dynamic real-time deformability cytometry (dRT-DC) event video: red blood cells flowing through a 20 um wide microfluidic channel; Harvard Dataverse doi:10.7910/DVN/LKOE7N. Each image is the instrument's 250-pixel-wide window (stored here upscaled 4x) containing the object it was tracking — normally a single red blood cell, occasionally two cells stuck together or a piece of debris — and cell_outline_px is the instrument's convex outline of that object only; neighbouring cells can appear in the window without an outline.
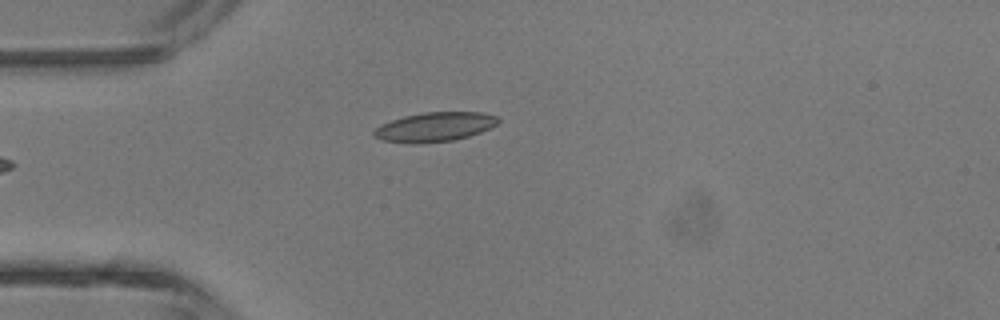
{"species": "common noctule bat (a hibernating species)", "species_latin": "Nyctalus noctula", "temperature_condition": "room temperature", "stored_images_in_passage": 5, "camera_frame_rate_fps": 3000, "um_per_image_px": 0.085, "animal": {"sex": "male", "body_mass_g": 13.3}, "frame": {"image": 1, "passage_image": 5, "time_ms": 4.667, "image_size_px": [1000, 320], "cell_outline_px": [[500, 120], [496, 124], [480, 132], [468, 136], [452, 140], [412, 144], [408, 144], [380, 140], [372, 136], [372, 132], [380, 124], [404, 116], [424, 112], [480, 112], [496, 116]], "centroid_in_image_um": [36.88, 10.79], "position_along_channel_um": 48.1, "area_um2": 21.21}}